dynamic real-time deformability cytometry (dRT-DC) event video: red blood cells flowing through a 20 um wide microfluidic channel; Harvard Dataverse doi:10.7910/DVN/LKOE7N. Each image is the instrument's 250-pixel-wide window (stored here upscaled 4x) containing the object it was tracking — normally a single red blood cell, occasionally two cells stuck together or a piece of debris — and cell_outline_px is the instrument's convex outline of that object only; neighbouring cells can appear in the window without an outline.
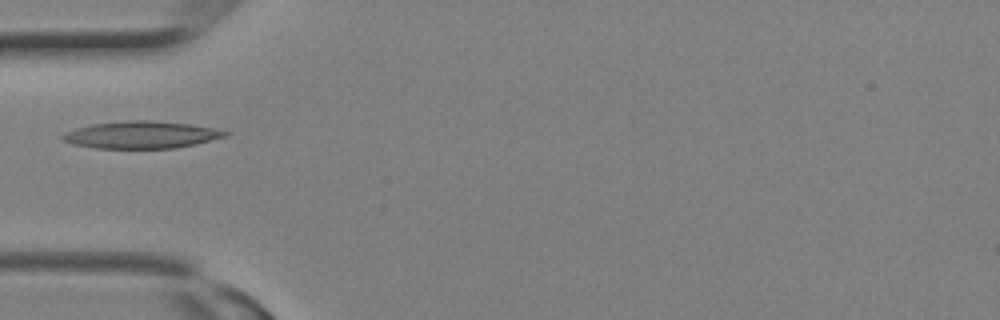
{"species": "Egyptian fruit bat (a non-hibernating species)", "species_latin": "Rousettus aegyptiacus", "temperature_condition": "room temperature", "stored_images_in_passage": 3, "camera_frame_rate_fps": 3000, "um_per_image_px": 0.085, "animal": {"sex": "female"}, "frame": {"image": 1, "passage_image": 3, "time_ms": 0.667, "image_size_px": [1000, 320], "cell_outline_px": [[232, 132], [228, 136], [176, 148], [96, 148], [72, 144], [64, 140], [60, 136], [64, 132], [76, 128], [92, 124], [124, 120], [148, 120], [192, 124]], "centroid_in_image_um": [12.01, 11.45], "position_along_channel_um": 73.0, "area_um2": 25.78}}